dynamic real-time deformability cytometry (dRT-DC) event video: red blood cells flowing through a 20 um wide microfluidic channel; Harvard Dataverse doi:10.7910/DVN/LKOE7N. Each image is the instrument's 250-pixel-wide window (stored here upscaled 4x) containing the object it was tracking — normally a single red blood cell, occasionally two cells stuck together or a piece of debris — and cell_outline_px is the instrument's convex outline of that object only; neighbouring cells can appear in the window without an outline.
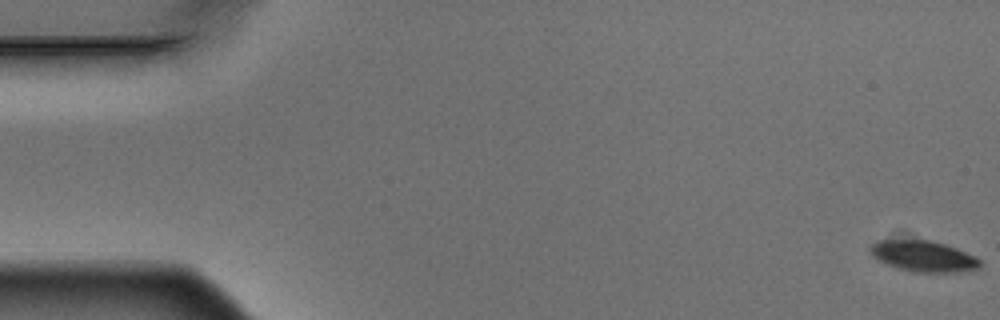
{"species": "Egyptian fruit bat (a non-hibernating species)", "species_latin": "Rousettus aegyptiacus", "temperature_condition": "warm", "stored_images_in_passage": 4, "camera_frame_rate_fps": 3000, "um_per_image_px": 0.085, "animal": {"sex": "male"}, "frame": {"image": 1, "passage_image": 1, "time_ms": 0.0, "image_size_px": [1000, 320], "cell_outline_px": [[980, 268], [956, 272], [916, 272], [896, 268], [872, 256], [868, 248], [876, 240], [928, 240], [944, 244], [956, 248], [976, 256], [980, 260]], "centroid_in_image_um": [78.48, 21.77], "position_along_channel_um": 6.5, "area_um2": 19.71}}